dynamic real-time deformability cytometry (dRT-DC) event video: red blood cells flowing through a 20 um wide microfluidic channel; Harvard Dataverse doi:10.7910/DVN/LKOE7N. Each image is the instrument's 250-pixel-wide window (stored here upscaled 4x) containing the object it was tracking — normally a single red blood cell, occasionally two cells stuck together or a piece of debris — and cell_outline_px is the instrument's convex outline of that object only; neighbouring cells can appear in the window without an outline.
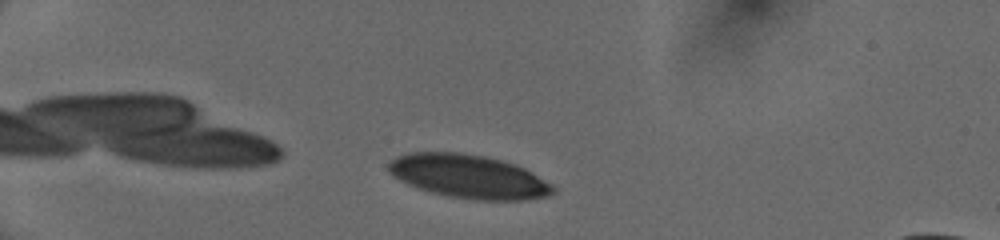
{"species": "human", "species_latin": "Homo sapiens", "temperature_condition": "cold", "stored_images_in_passage": 42, "camera_frame_rate_fps": 3000, "um_per_image_px": 0.085, "donor": {"sex": "female"}, "frame": {"image": 1, "passage_image": 5, "time_ms": 1.333, "image_size_px": [1000, 240], "cell_outline_px": [[556, 192], [548, 196], [520, 200], [476, 200], [448, 196], [416, 188], [400, 180], [388, 172], [388, 164], [392, 160], [400, 156], [412, 152], [456, 152], [484, 156], [516, 164], [524, 168], [552, 184], [556, 188]], "centroid_in_image_um": [39.85, 15.01], "position_along_channel_um": 45.1, "area_um2": 41.62}}
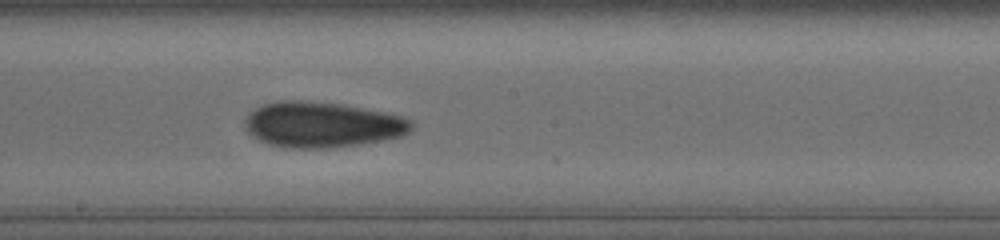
{"frame": {"image": 2, "passage_image": 22, "time_ms": 7.0, "image_size_px": [1000, 240], "cell_outline_px": [[412, 128], [404, 136], [360, 144], [328, 148], [288, 148], [268, 144], [252, 136], [244, 128], [244, 120], [248, 112], [264, 104], [276, 100], [300, 100], [340, 104], [400, 116], [408, 120], [412, 124]], "centroid_in_image_um": [27.3, 10.6], "position_along_channel_um": 220.9, "area_um2": 44.04}}
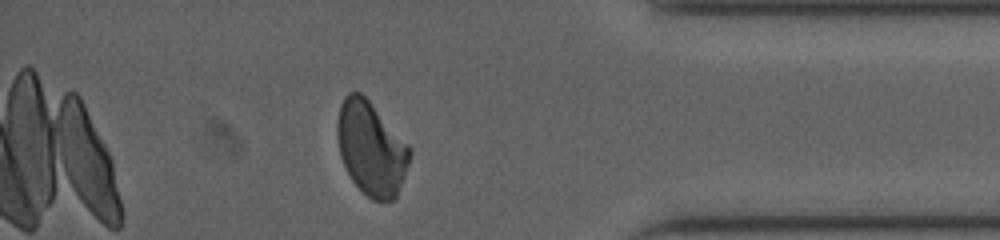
{"frame": {"image": 3, "passage_image": 37, "time_ms": 12.0, "image_size_px": [1000, 240], "cell_outline_px": [[412, 152], [408, 164], [396, 196], [392, 200], [372, 200], [352, 180], [340, 156], [336, 136], [336, 124], [340, 104], [344, 96], [348, 92], [360, 92], [368, 100], [412, 148]], "centroid_in_image_um": [31.52, 12.58], "position_along_channel_um": 403.7, "area_um2": 39.19}, "authors_computed_cell_mechanics": {"area_um2": 41.6449, "velocity_mm_per_s": 4.0387, "shape_relaxation_time_tau1_ms": 7.8801, "shape_relaxation_time_tau2_ms": 3.4627, "deformation_change_tau1": 0.1786, "deformation_change_tau2": 0.097}}